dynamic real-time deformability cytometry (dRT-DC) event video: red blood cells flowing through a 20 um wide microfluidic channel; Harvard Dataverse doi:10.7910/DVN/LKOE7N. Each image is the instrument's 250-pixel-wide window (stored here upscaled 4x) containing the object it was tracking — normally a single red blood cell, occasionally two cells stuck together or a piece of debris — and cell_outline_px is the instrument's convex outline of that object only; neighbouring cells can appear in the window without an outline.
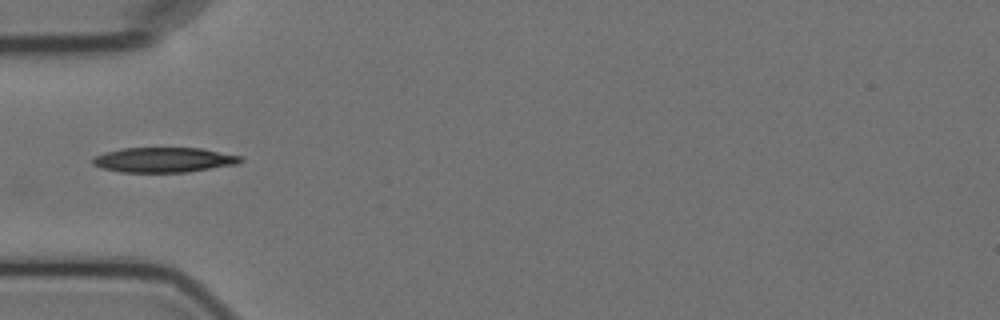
{"species": "Egyptian fruit bat (a non-hibernating species)", "species_latin": "Rousettus aegyptiacus", "temperature_condition": "cold", "stored_images_in_passage": 11, "camera_frame_rate_fps": 3000, "um_per_image_px": 0.085, "animal": {"sex": "female"}, "frame": {"image": 1, "passage_image": 1, "time_ms": 0.0, "image_size_px": [1000, 320], "cell_outline_px": [[244, 160], [236, 164], [188, 172], [120, 172], [100, 168], [92, 164], [92, 160], [96, 156], [104, 152], [124, 148], [200, 148], [240, 156]], "centroid_in_image_um": [13.89, 13.59], "position_along_channel_um": 71.1, "area_um2": 21.39}}
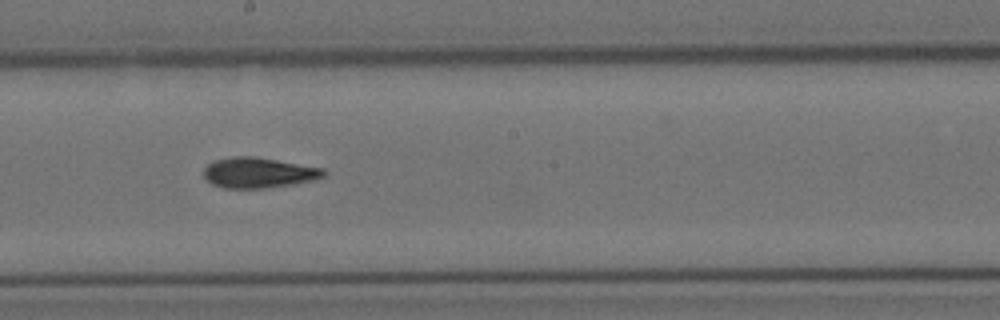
{"frame": {"image": 2, "passage_image": 5, "time_ms": 4.333, "image_size_px": [1000, 320], "cell_outline_px": [[324, 176], [312, 180], [292, 184], [264, 188], [224, 188], [212, 184], [204, 176], [204, 168], [208, 164], [216, 160], [232, 156], [256, 156], [324, 168]], "centroid_in_image_um": [21.96, 14.67], "position_along_channel_um": 226.2, "area_um2": 21.15}}
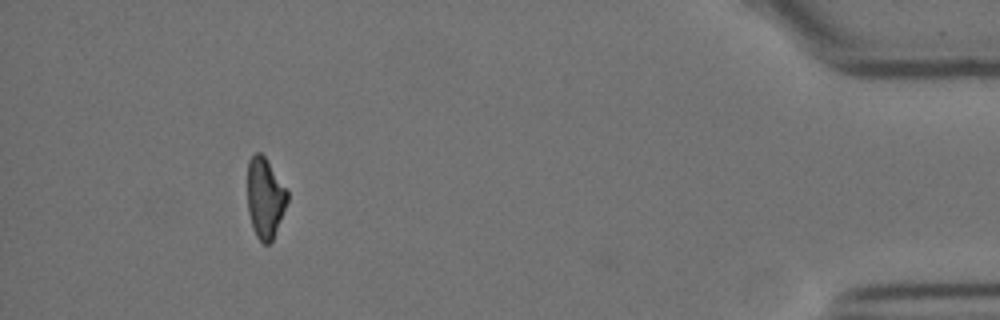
{"frame": {"image": 3, "passage_image": 10, "time_ms": 11.333, "image_size_px": [1000, 320], "cell_outline_px": [[288, 200], [272, 240], [268, 244], [264, 244], [256, 236], [252, 228], [248, 212], [248, 160], [256, 152], [260, 152], [264, 156], [288, 192]], "centroid_in_image_um": [22.51, 16.83], "position_along_channel_um": 412.7, "area_um2": 18.38}, "authors_computed_cell_mechanics": {"area_um2": 21.0392, "velocity_mm_per_s": 3.5583, "shape_relaxation_time_tau1_ms": 5.8811, "shape_relaxation_time_tau2_ms": null, "deformation_change_tau1": 0.1427, "deformation_change_tau2": null}}